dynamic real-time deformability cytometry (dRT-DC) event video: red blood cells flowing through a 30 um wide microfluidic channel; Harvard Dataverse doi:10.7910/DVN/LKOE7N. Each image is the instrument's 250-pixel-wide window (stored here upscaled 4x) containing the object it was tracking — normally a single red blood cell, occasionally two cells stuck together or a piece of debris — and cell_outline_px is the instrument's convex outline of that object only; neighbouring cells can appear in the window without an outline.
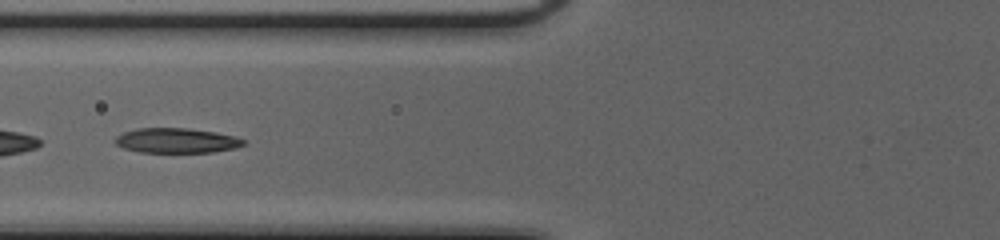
{"species": "common noctule bat (a hibernating species)", "species_latin": "Nyctalus noctula", "temperature_condition": "cold", "stored_images_in_passage": 33, "camera_frame_rate_fps": 3000, "um_per_image_px": 0.085, "animal": {"sex": "female", "body_mass_g": 20.0, "forearm_length_mm": 54.0}, "frame": {"image": 1, "passage_image": 6, "time_ms": 1.667, "image_size_px": [1000, 240], "cell_outline_px": [[248, 140], [244, 144], [236, 148], [212, 152], [140, 152], [124, 148], [116, 144], [112, 140], [116, 136], [124, 132], [136, 128], [188, 128], [216, 132], [236, 136]], "centroid_in_image_um": [15.02, 11.94], "position_along_channel_um": 110.8, "area_um2": 18.79}}
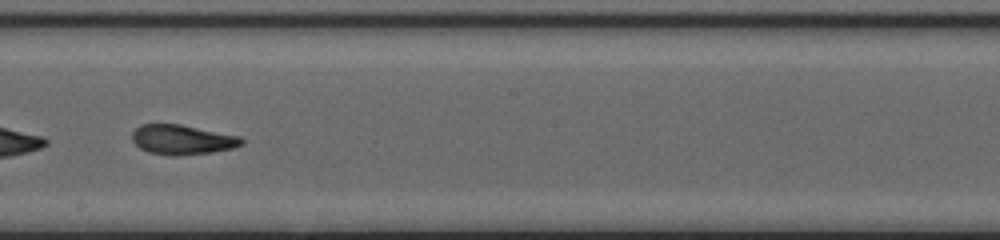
{"frame": {"image": 2, "passage_image": 15, "time_ms": 4.667, "image_size_px": [1000, 240], "cell_outline_px": [[244, 144], [232, 148], [212, 152], [176, 156], [148, 152], [140, 148], [132, 140], [132, 132], [140, 124], [180, 124], [240, 136], [244, 140]], "centroid_in_image_um": [15.49, 11.87], "position_along_channel_um": 232.7, "area_um2": 18.96}}
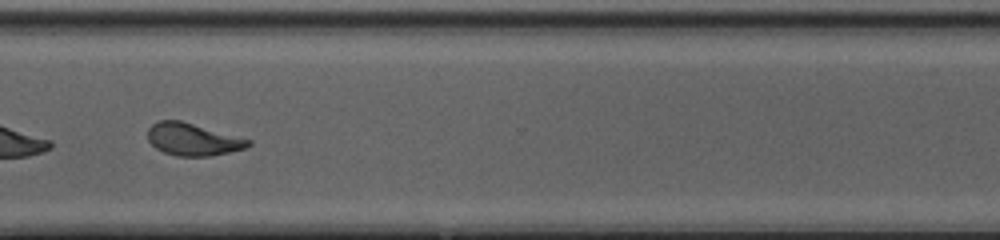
{"frame": {"image": 3, "passage_image": 24, "time_ms": 7.667, "image_size_px": [1000, 240], "cell_outline_px": [[252, 144], [244, 148], [228, 152], [208, 156], [176, 156], [164, 152], [156, 148], [148, 140], [148, 128], [152, 124], [160, 120], [180, 120], [252, 140]], "centroid_in_image_um": [16.37, 11.84], "position_along_channel_um": 354.2, "area_um2": 18.79}, "authors_computed_cell_mechanics": {"area_um2": 18.785, "velocity_mm_per_s": 4.0591, "shape_relaxation_time_tau1_ms": 5.074, "shape_relaxation_time_tau2_ms": 0.36, "deformation_change_tau1": 0.2157, "deformation_change_tau2": 0.0617}}